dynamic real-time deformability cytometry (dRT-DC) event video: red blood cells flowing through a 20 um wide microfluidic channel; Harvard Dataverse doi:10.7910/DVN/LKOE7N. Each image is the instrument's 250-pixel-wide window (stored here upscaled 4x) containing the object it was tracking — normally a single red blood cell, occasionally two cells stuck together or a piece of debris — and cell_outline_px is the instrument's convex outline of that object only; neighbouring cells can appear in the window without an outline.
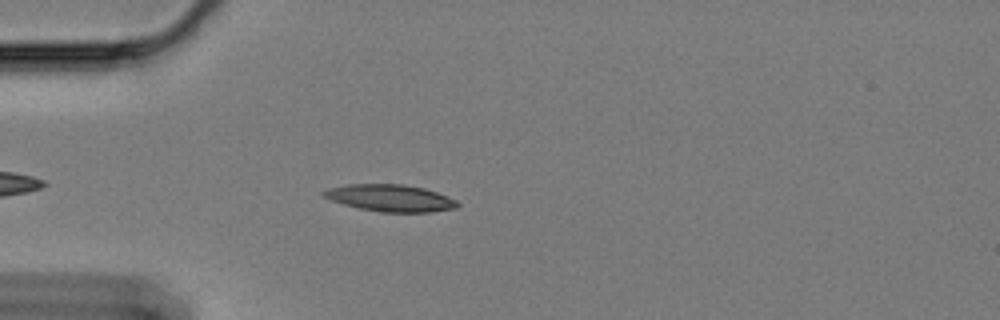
{"species": "Egyptian fruit bat (a non-hibernating species)", "species_latin": "Rousettus aegyptiacus", "temperature_condition": "cold", "stored_images_in_passage": 47, "camera_frame_rate_fps": 3000, "um_per_image_px": 0.085, "animal": {"sex": "female"}, "frame": {"image": 1, "passage_image": 7, "time_ms": 2.0, "image_size_px": [1000, 320], "cell_outline_px": [[460, 204], [456, 208], [432, 212], [380, 212], [360, 208], [344, 204], [332, 200], [324, 196], [320, 192], [328, 188], [348, 184], [404, 184], [424, 188], [448, 196], [456, 200]], "centroid_in_image_um": [33.2, 16.83], "position_along_channel_um": 51.8, "area_um2": 20.98}}
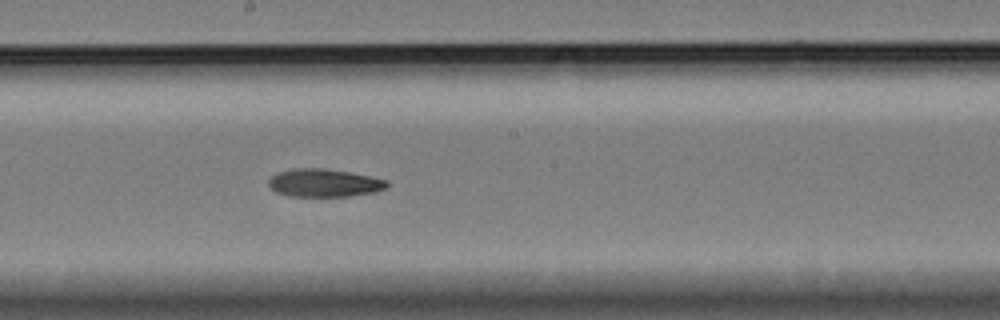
{"frame": {"image": 2, "passage_image": 23, "time_ms": 7.333, "image_size_px": [1000, 320], "cell_outline_px": [[388, 184], [384, 188], [376, 192], [348, 196], [288, 196], [276, 192], [268, 184], [268, 180], [276, 172], [292, 168], [324, 168], [348, 172], [388, 180]], "centroid_in_image_um": [27.51, 15.54], "position_along_channel_um": 220.7, "area_um2": 19.25}}
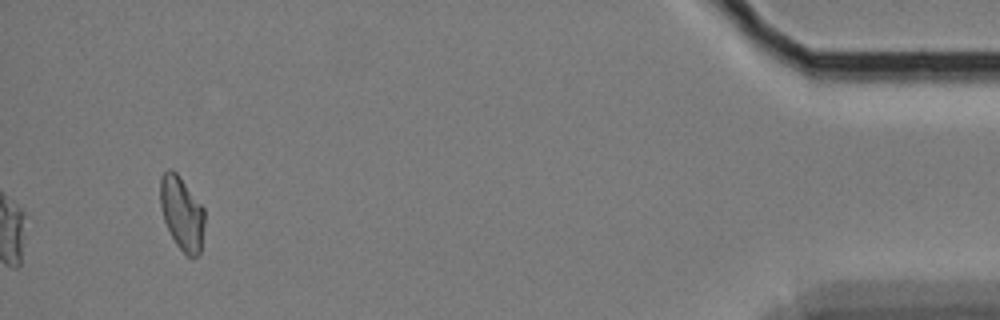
{"frame": {"image": 3, "passage_image": 47, "time_ms": 15.333, "image_size_px": [1000, 320], "cell_outline_px": [[204, 224], [200, 252], [196, 256], [188, 256], [176, 244], [164, 220], [160, 204], [160, 176], [168, 168], [172, 168], [176, 172], [204, 208]], "centroid_in_image_um": [15.44, 18.09], "position_along_channel_um": 419.8, "area_um2": 18.79}}